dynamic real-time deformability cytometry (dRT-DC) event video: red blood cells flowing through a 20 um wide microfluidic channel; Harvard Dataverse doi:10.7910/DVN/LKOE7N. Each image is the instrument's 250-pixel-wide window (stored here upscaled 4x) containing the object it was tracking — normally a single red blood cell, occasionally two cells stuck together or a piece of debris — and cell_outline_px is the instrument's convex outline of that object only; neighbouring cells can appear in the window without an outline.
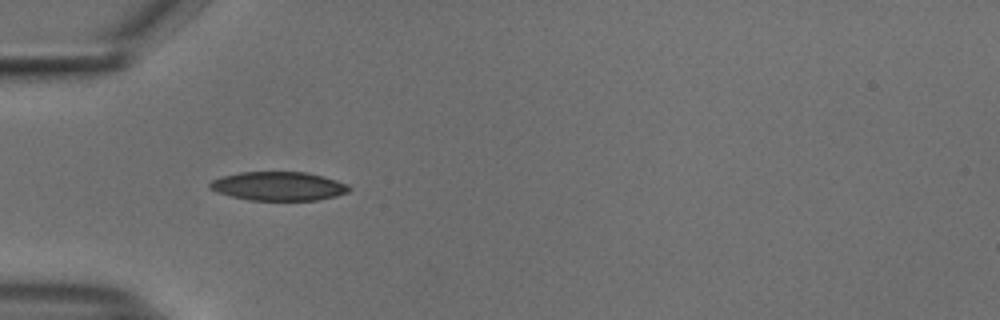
{"species": "common noctule bat (a hibernating species)", "species_latin": "Nyctalus noctula", "temperature_condition": "cold", "stored_images_in_passage": 38, "camera_frame_rate_fps": 3000, "um_per_image_px": 0.085, "animal": {"sex": "male", "body_mass_g": 18.8}, "frame": {"image": 1, "passage_image": 1, "time_ms": 0.0, "image_size_px": [1000, 320], "cell_outline_px": [[352, 188], [348, 192], [336, 196], [320, 200], [248, 200], [216, 192], [208, 188], [208, 184], [212, 180], [220, 176], [240, 172], [308, 172], [324, 176], [348, 184]], "centroid_in_image_um": [23.67, 15.82], "position_along_channel_um": 61.3, "area_um2": 23.64}}
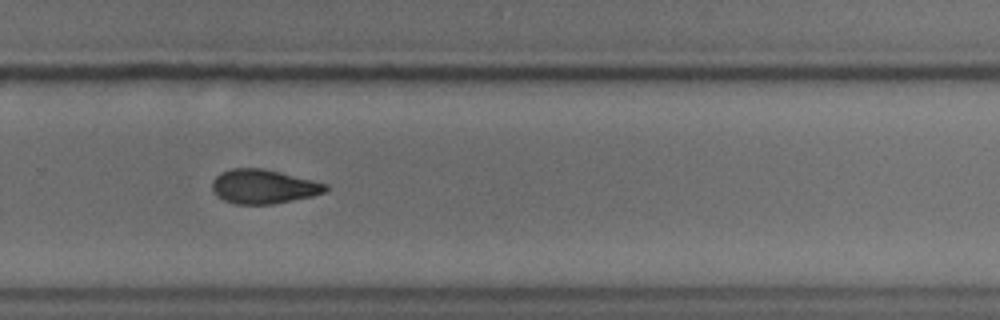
{"frame": {"image": 2, "passage_image": 21, "time_ms": 6.667, "image_size_px": [1000, 320], "cell_outline_px": [[328, 188], [324, 192], [312, 196], [272, 204], [236, 204], [224, 200], [216, 196], [212, 192], [212, 180], [220, 172], [232, 168], [264, 168], [328, 184]], "centroid_in_image_um": [22.35, 15.85], "position_along_channel_um": 307.4, "area_um2": 22.6}}
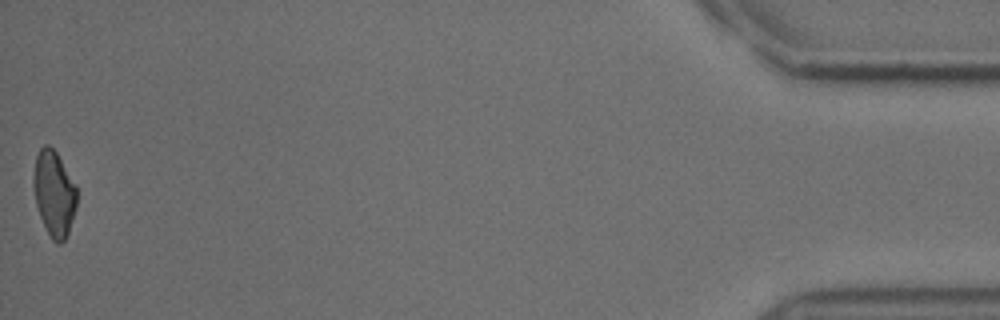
{"frame": {"image": 3, "passage_image": 38, "time_ms": 12.333, "image_size_px": [1000, 320], "cell_outline_px": [[76, 208], [68, 232], [64, 240], [60, 244], [56, 244], [52, 240], [40, 216], [36, 204], [32, 184], [32, 180], [36, 156], [40, 148], [44, 144], [48, 144], [56, 152], [76, 184]], "centroid_in_image_um": [4.58, 16.43], "position_along_channel_um": 430.6, "area_um2": 21.56}, "authors_computed_cell_mechanics": {"area_um2": 23.0622, "velocity_mm_per_s": 3.7413, "shape_relaxation_time_tau1_ms": 5.0549, "shape_relaxation_time_tau2_ms": 4.8294, "deformation_change_tau1": 0.1265, "deformation_change_tau2": 0.1067}}